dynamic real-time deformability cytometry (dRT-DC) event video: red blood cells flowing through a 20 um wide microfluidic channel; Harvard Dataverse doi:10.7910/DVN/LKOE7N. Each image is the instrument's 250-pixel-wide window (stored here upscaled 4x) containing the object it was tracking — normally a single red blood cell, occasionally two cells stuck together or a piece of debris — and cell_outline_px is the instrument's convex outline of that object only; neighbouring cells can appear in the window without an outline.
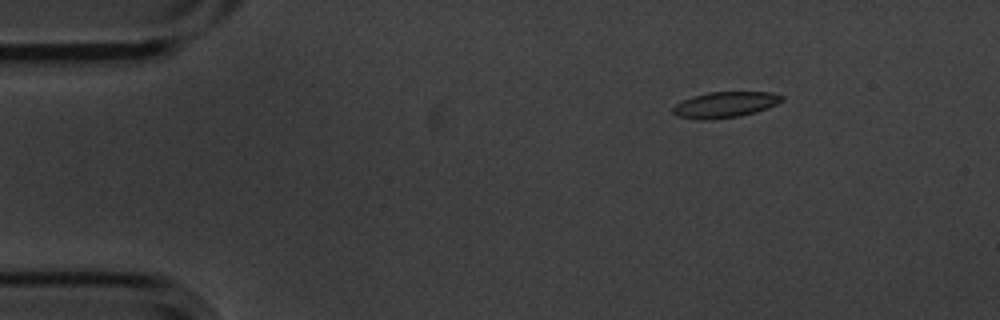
{"species": "common noctule bat (a hibernating species)", "species_latin": "Nyctalus noctula", "temperature_condition": "cold", "stored_images_in_passage": 8, "camera_frame_rate_fps": 3000, "um_per_image_px": 0.085, "animal": {"sex": "male", "body_mass_g": 20.1, "forearm_length_mm": 53.5}, "frame": {"image": 1, "passage_image": 2, "time_ms": 0.333, "image_size_px": [1000, 320], "cell_outline_px": [[784, 100], [776, 104], [756, 112], [740, 116], [704, 120], [700, 120], [676, 116], [672, 112], [672, 108], [676, 104], [692, 96], [708, 92], [772, 92], [784, 96]], "centroid_in_image_um": [61.62, 8.9], "position_along_channel_um": 23.4, "area_um2": 16.42}}
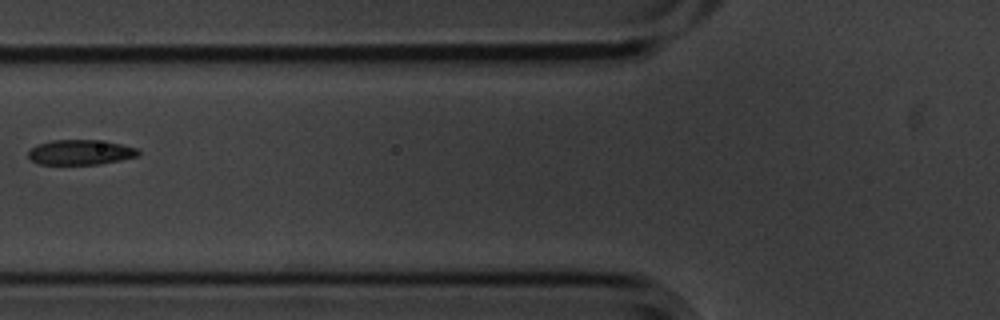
{"frame": {"image": 2, "passage_image": 6, "time_ms": 1.667, "image_size_px": [1000, 320], "cell_outline_px": [[140, 156], [100, 164], [40, 164], [32, 160], [28, 156], [28, 152], [36, 144], [52, 140], [96, 140], [120, 144], [136, 148], [140, 152]], "centroid_in_image_um": [6.84, 12.94], "position_along_channel_um": 119.0, "area_um2": 15.95}}
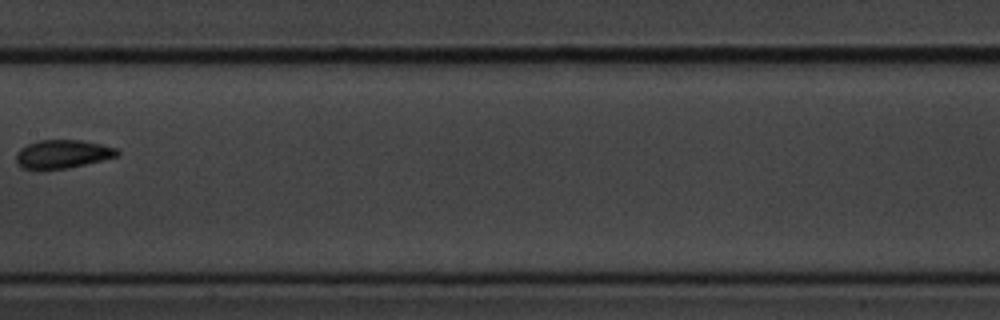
{"frame": {"image": 3, "passage_image": 8, "time_ms": 2.333, "image_size_px": [1000, 320], "cell_outline_px": [[120, 156], [104, 160], [68, 168], [24, 168], [16, 164], [16, 152], [20, 148], [28, 144], [40, 140], [80, 140], [100, 144], [116, 148], [120, 152]], "centroid_in_image_um": [5.35, 13.08], "position_along_channel_um": 202.1, "area_um2": 16.65}}